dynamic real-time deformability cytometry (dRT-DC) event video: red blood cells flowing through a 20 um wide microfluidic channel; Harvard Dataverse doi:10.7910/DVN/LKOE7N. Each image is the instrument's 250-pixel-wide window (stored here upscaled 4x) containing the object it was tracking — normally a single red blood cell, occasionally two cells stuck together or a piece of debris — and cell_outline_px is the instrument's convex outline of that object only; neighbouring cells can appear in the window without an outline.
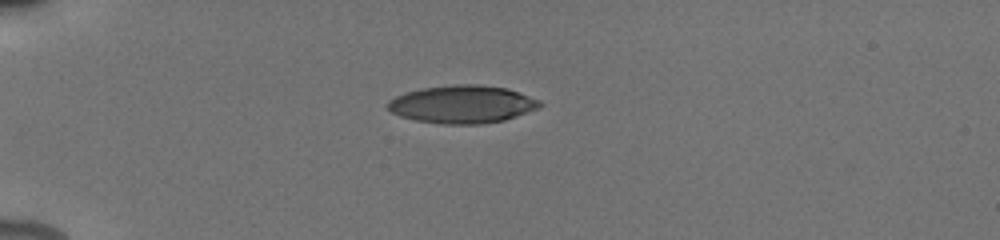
{"species": "human", "species_latin": "Homo sapiens", "temperature_condition": "cold", "stored_images_in_passage": 37, "camera_frame_rate_fps": 3000, "um_per_image_px": 0.085, "donor": {"sex": "male"}, "frame": {"image": 1, "passage_image": 1, "time_ms": 0.0, "image_size_px": [1000, 240], "cell_outline_px": [[544, 104], [536, 108], [516, 116], [504, 120], [480, 124], [440, 124], [416, 120], [400, 116], [392, 112], [388, 108], [388, 100], [396, 96], [408, 92], [424, 88], [460, 84], [476, 84], [508, 88], [540, 100]], "centroid_in_image_um": [39.31, 8.87], "position_along_channel_um": 45.7, "area_um2": 33.23}}
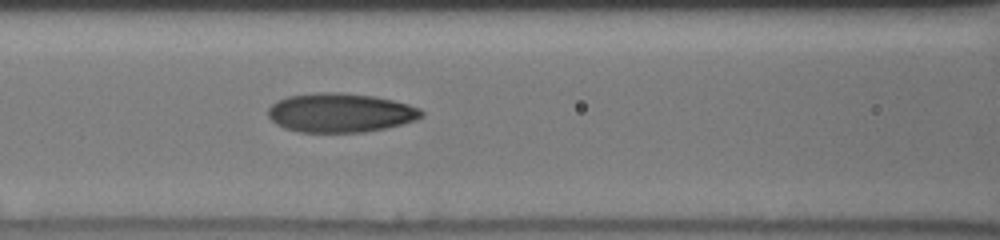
{"frame": {"image": 2, "passage_image": 14, "time_ms": 3.333, "image_size_px": [1000, 240], "cell_outline_px": [[424, 116], [416, 120], [384, 128], [364, 132], [300, 132], [284, 128], [276, 124], [268, 116], [268, 108], [272, 104], [288, 96], [324, 92], [340, 92], [372, 96], [392, 100], [408, 104], [420, 108], [424, 112]], "centroid_in_image_um": [28.94, 9.59], "position_along_channel_um": 137.7, "area_um2": 34.8}}
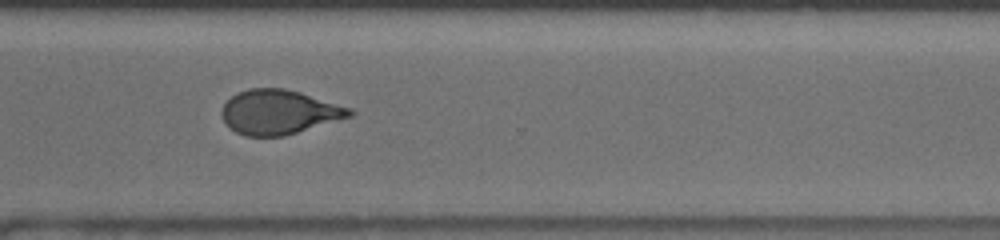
{"frame": {"image": 3, "passage_image": 36, "time_ms": 8.667, "image_size_px": [1000, 240], "cell_outline_px": [[356, 112], [352, 116], [284, 136], [244, 136], [236, 132], [220, 116], [220, 112], [224, 104], [236, 92], [248, 88], [284, 88], [300, 92], [352, 108]], "centroid_in_image_um": [23.72, 9.52], "position_along_channel_um": 346.9, "area_um2": 33.12}}